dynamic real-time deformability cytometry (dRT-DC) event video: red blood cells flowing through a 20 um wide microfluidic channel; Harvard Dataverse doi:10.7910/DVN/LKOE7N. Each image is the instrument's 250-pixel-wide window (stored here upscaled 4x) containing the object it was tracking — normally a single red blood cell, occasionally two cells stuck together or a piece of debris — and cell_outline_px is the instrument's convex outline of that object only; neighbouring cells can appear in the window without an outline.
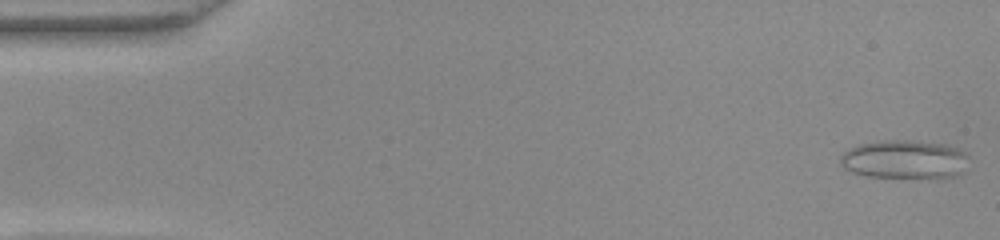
{"species": "common noctule bat (a hibernating species)", "species_latin": "Nyctalus noctula", "temperature_condition": "warm", "stored_images_in_passage": 51, "camera_frame_rate_fps": 3000, "um_per_image_px": 0.085, "animal": {"sex": "female", "body_mass_g": 22.0, "forearm_length_mm": 56.7}, "frame": {"image": 1, "passage_image": 1, "time_ms": 0.0, "image_size_px": [1000, 240], "cell_outline_px": [[968, 156], [960, 172], [952, 176], [940, 180], [916, 180], [864, 176], [852, 172], [844, 168], [840, 164], [840, 156], [848, 148], [860, 144], [892, 140], [904, 140], [944, 144], [956, 148], [964, 152]], "centroid_in_image_um": [76.85, 13.61], "position_along_channel_um": 8.2, "area_um2": 29.54}}
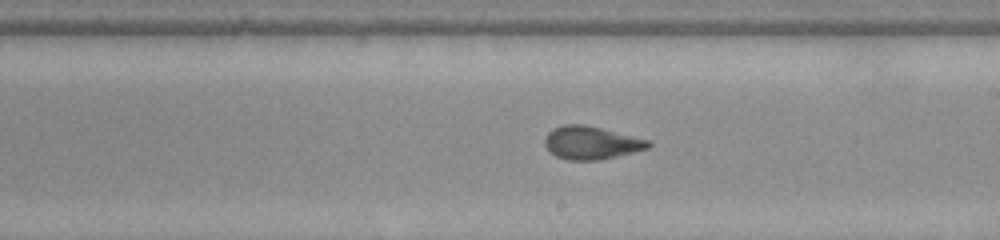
{"frame": {"image": 2, "passage_image": 29, "time_ms": 9.333, "image_size_px": [1000, 240], "cell_outline_px": [[652, 144], [648, 148], [600, 160], [568, 160], [556, 156], [544, 144], [544, 140], [548, 132], [564, 124], [584, 124], [648, 140]], "centroid_in_image_um": [50.23, 12.14], "position_along_channel_um": 238.8, "area_um2": 19.54}}
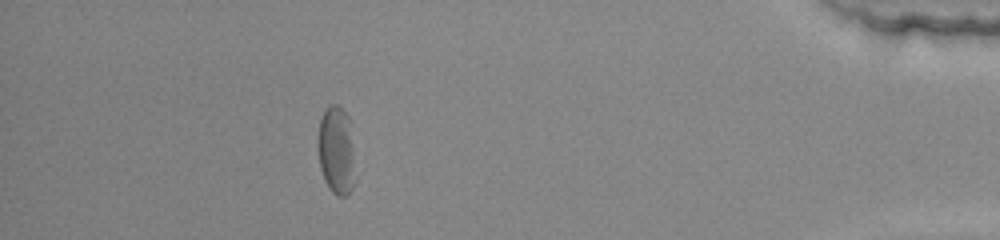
{"frame": {"image": 3, "passage_image": 46, "time_ms": 15.0, "image_size_px": [1000, 240], "cell_outline_px": [[352, 188], [344, 196], [336, 196], [328, 188], [324, 180], [320, 168], [320, 120], [324, 112], [332, 104], [336, 104], [348, 116], [352, 184]], "centroid_in_image_um": [28.53, 12.82], "position_along_channel_um": 406.7, "area_um2": 17.4}, "authors_computed_cell_mechanics": {"area_um2": 19.8832, "velocity_mm_per_s": 3.9009, "shape_relaxation_time_tau1_ms": 5.7756, "shape_relaxation_time_tau2_ms": 1.4951, "deformation_change_tau1": 0.1642, "deformation_change_tau2": 0.0651}}